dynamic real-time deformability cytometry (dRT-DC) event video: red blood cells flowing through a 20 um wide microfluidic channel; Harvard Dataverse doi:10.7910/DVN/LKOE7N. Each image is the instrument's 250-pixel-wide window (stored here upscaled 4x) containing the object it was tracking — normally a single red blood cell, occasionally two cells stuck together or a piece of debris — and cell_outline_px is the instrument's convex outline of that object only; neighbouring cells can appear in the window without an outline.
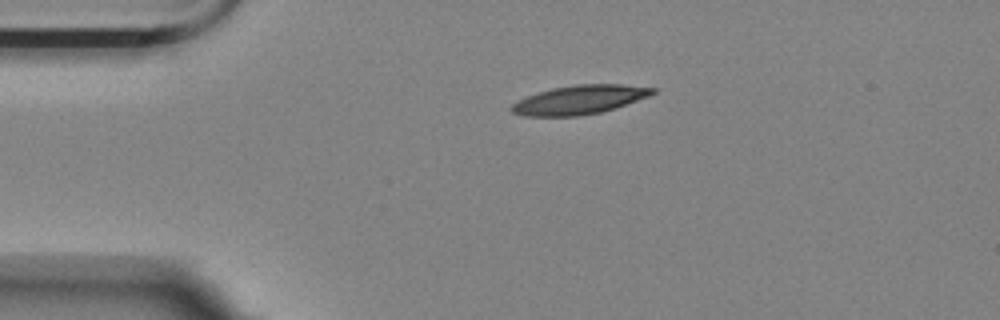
{"species": "Egyptian fruit bat (a non-hibernating species)", "species_latin": "Rousettus aegyptiacus", "temperature_condition": "room temperature", "stored_images_in_passage": 2, "camera_frame_rate_fps": 3000, "um_per_image_px": 0.085, "animal": {"sex": "female"}, "frame": {"image": 1, "passage_image": 1, "time_ms": 0.0, "image_size_px": [1000, 320], "cell_outline_px": [[656, 92], [648, 96], [616, 108], [600, 112], [576, 116], [524, 116], [512, 112], [508, 108], [512, 104], [528, 96], [552, 88], [576, 84], [624, 84], [656, 88]], "centroid_in_image_um": [49.27, 8.47], "position_along_channel_um": 35.7, "area_um2": 23.64}}